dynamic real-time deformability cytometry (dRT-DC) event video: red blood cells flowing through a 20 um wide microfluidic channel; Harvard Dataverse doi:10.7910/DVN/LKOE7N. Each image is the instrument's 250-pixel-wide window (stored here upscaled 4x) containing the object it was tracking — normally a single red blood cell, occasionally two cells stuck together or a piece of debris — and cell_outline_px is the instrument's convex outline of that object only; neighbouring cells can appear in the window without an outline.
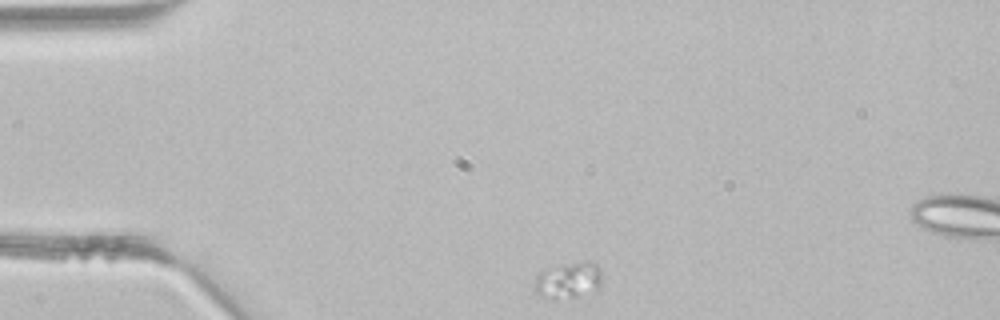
{"species": "common noctule bat (a hibernating species)", "species_latin": "Nyctalus noctula", "temperature_condition": "room temperature", "stored_images_in_passage": 4, "segment_of_instrument_passage": [2, 2], "camera_frame_rate_fps": 3000, "um_per_image_px": 0.085, "animal": {"sex": "male", "body_mass_g": 21.5, "forearm_length_mm": 52.0}, "frame": {"image": 1, "passage_image": 4, "time_ms": 1.0, "image_size_px": [1000, 320], "cell_outline_px": [[600, 288], [596, 292], [556, 300], [552, 300], [540, 296], [536, 292], [536, 276], [540, 272], [560, 264], [588, 260], [592, 260], [600, 268]], "centroid_in_image_um": [48.35, 23.83], "position_along_channel_um": 36.7, "area_um2": 14.51}}